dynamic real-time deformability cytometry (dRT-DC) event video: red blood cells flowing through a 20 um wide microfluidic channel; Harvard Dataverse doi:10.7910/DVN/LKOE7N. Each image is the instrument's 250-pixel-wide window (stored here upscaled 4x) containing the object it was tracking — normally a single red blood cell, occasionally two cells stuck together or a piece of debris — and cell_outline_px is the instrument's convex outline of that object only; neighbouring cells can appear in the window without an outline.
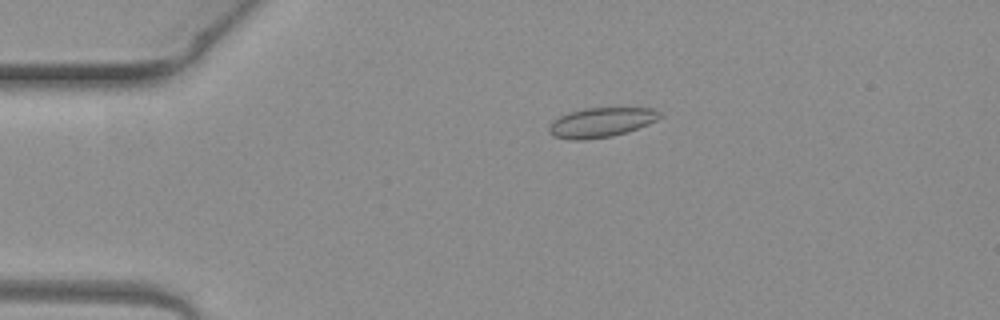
{"species": "common noctule bat (a hibernating species)", "species_latin": "Nyctalus noctula", "temperature_condition": "warm", "stored_images_in_passage": 4, "camera_frame_rate_fps": 3000, "um_per_image_px": 0.085, "animal": {"sex": "female", "body_mass_g": 19.3, "forearm_length_mm": 54.1}, "frame": {"image": 1, "passage_image": 3, "time_ms": 0.667, "image_size_px": [1000, 320], "cell_outline_px": [[664, 116], [648, 124], [628, 132], [612, 136], [584, 140], [572, 140], [552, 136], [548, 132], [548, 124], [552, 120], [568, 112], [584, 108], [652, 108], [660, 112]], "centroid_in_image_um": [51.06, 10.41], "position_along_channel_um": 33.9, "area_um2": 19.36}}